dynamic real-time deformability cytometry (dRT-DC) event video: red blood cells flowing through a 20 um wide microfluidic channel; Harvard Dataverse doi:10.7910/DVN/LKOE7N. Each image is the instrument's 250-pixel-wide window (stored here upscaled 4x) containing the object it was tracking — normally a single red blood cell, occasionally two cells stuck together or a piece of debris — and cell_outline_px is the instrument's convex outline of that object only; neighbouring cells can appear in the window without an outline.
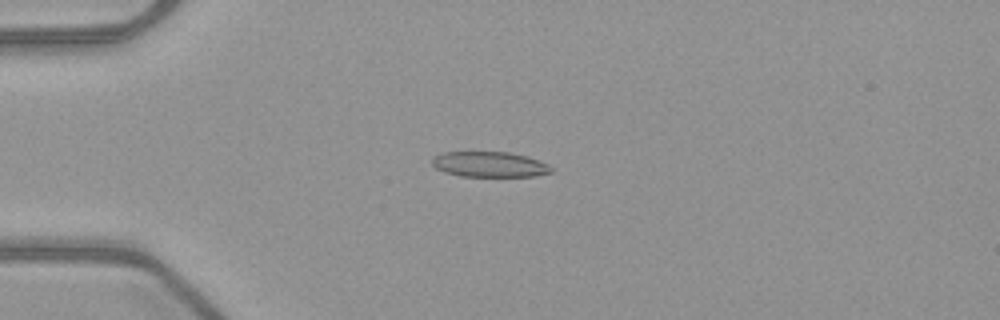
{"species": "common noctule bat (a hibernating species)", "species_latin": "Nyctalus noctula", "temperature_condition": "warm", "stored_images_in_passage": 51, "camera_frame_rate_fps": 3000, "um_per_image_px": 0.085, "animal": {"sex": "female", "body_mass_g": 21.9}, "frame": {"image": 1, "passage_image": 13, "time_ms": 4.0, "image_size_px": [1000, 320], "cell_outline_px": [[552, 172], [536, 176], [460, 176], [444, 172], [436, 168], [432, 164], [432, 156], [444, 152], [508, 152], [528, 156], [548, 164], [552, 168]], "centroid_in_image_um": [41.6, 13.97], "position_along_channel_um": 43.4, "area_um2": 17.69}}
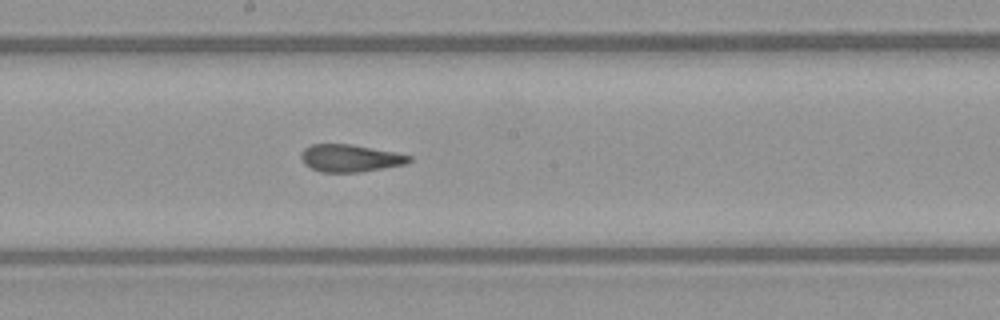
{"frame": {"image": 2, "passage_image": 28, "time_ms": 9.0, "image_size_px": [1000, 320], "cell_outline_px": [[412, 160], [408, 164], [360, 172], [320, 172], [304, 164], [300, 156], [300, 152], [304, 148], [312, 144], [352, 144], [396, 152], [412, 156]], "centroid_in_image_um": [29.78, 13.44], "position_along_channel_um": 218.4, "area_um2": 17.46}}
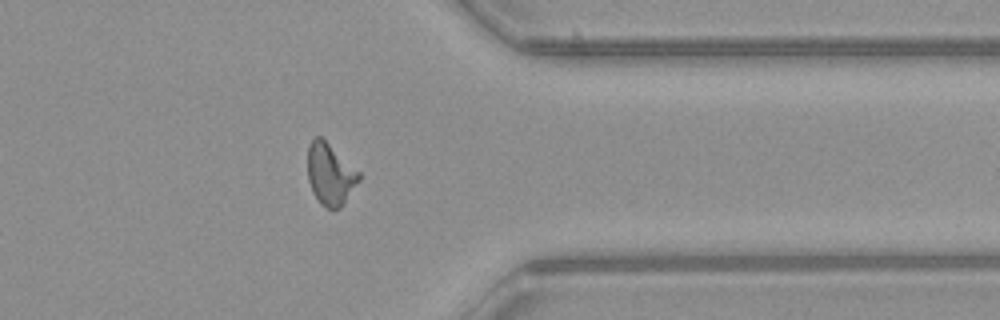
{"frame": {"image": 3, "passage_image": 41, "time_ms": 13.333, "image_size_px": [1000, 320], "cell_outline_px": [[360, 180], [344, 204], [340, 208], [332, 212], [320, 204], [312, 192], [308, 180], [308, 148], [312, 140], [316, 136], [320, 136], [360, 172]], "centroid_in_image_um": [28.07, 14.87], "position_along_channel_um": 383.3, "area_um2": 18.55}, "authors_computed_cell_mechanics": {"area_um2": 17.9758, "velocity_mm_per_s": 4.0189, "shape_relaxation_time_tau1_ms": null, "shape_relaxation_time_tau2_ms": 1.2683, "deformation_change_tau1": null, "deformation_change_tau2": 0.0915}}